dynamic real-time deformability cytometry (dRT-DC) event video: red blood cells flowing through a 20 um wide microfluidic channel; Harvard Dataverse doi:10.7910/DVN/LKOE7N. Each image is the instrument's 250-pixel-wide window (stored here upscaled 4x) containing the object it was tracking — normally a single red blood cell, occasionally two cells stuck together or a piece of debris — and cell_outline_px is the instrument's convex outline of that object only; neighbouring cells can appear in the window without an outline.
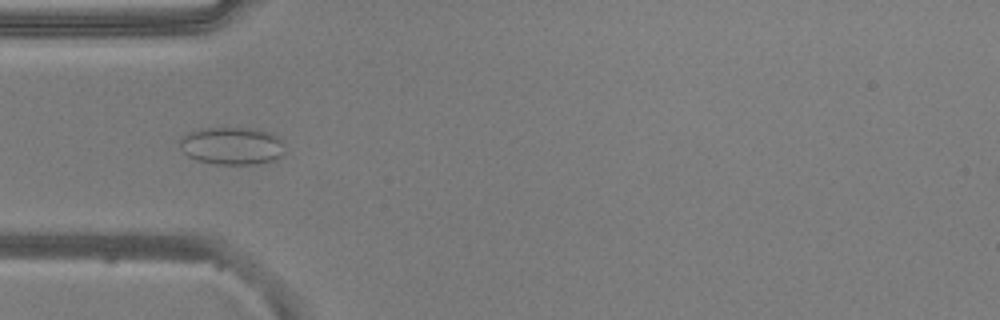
{"species": "common noctule bat (a hibernating species)", "species_latin": "Nyctalus noctula", "temperature_condition": "warm", "stored_images_in_passage": 44, "camera_frame_rate_fps": 3000, "um_per_image_px": 0.085, "animal": {"sex": "male", "body_mass_g": 20.5, "forearm_length_mm": 52.5}, "frame": {"image": 1, "passage_image": 8, "time_ms": 2.333, "image_size_px": [1000, 320], "cell_outline_px": [[284, 152], [276, 160], [256, 164], [212, 164], [196, 160], [188, 156], [180, 148], [180, 140], [188, 132], [200, 128], [256, 128], [272, 132], [280, 140]], "centroid_in_image_um": [19.71, 12.39], "position_along_channel_um": 65.3, "area_um2": 23.18}}
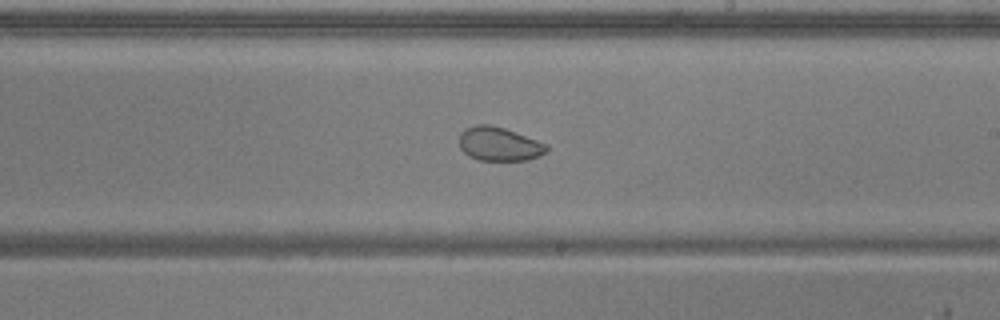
{"frame": {"image": 2, "passage_image": 22, "time_ms": 7.0, "image_size_px": [1000, 320], "cell_outline_px": [[552, 148], [548, 152], [540, 156], [528, 160], [476, 160], [468, 156], [460, 148], [460, 132], [464, 128], [476, 124], [488, 124], [504, 128], [548, 144]], "centroid_in_image_um": [42.45, 12.25], "position_along_channel_um": 246.5, "area_um2": 17.51}}
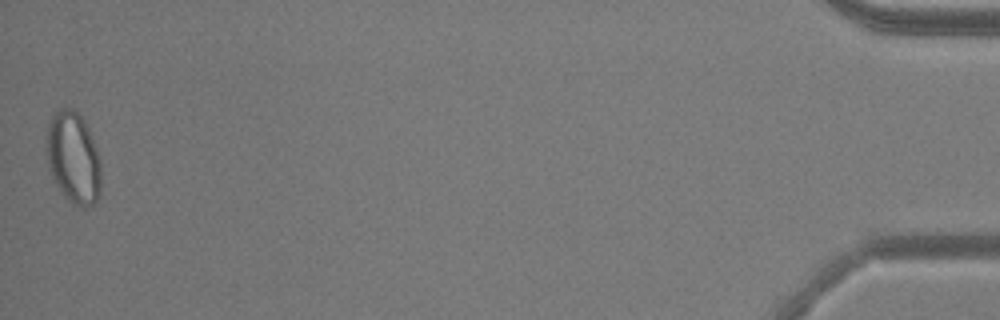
{"frame": {"image": 3, "passage_image": 44, "time_ms": 14.333, "image_size_px": [1000, 320], "cell_outline_px": [[100, 192], [96, 200], [92, 204], [84, 208], [76, 208], [64, 196], [52, 180], [48, 168], [48, 124], [52, 116], [60, 108], [72, 108], [84, 120], [88, 128], [96, 148], [100, 160]], "centroid_in_image_um": [6.24, 13.46], "position_along_channel_um": 429.0, "area_um2": 29.07}, "authors_computed_cell_mechanics": {"area_um2": 20.0277, "velocity_mm_per_s": 3.8593, "shape_relaxation_time_tau1_ms": null, "shape_relaxation_time_tau2_ms": 1.185, "deformation_change_tau1": null, "deformation_change_tau2": 0.0484}}